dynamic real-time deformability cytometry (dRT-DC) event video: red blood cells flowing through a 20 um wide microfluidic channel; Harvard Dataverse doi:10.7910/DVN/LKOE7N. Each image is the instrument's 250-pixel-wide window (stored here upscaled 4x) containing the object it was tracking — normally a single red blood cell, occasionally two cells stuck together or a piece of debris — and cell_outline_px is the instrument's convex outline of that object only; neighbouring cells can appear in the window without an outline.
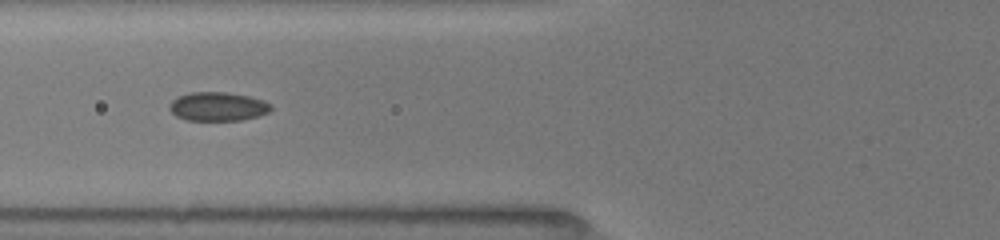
{"species": "common noctule bat (a hibernating species)", "species_latin": "Nyctalus noctula", "temperature_condition": "room temperature", "stored_images_in_passage": 24, "camera_frame_rate_fps": 3000, "um_per_image_px": 0.085, "animal": {"sex": "female", "body_mass_g": 19.5, "forearm_length_mm": 54.1}, "frame": {"image": 1, "passage_image": 8, "time_ms": 1.667, "image_size_px": [1000, 240], "cell_outline_px": [[272, 108], [268, 112], [260, 116], [240, 120], [188, 120], [176, 116], [168, 108], [168, 104], [172, 100], [180, 96], [192, 92], [228, 92], [248, 96], [264, 100], [272, 104]], "centroid_in_image_um": [18.53, 9.05], "position_along_channel_um": 107.3, "area_um2": 17.11}}